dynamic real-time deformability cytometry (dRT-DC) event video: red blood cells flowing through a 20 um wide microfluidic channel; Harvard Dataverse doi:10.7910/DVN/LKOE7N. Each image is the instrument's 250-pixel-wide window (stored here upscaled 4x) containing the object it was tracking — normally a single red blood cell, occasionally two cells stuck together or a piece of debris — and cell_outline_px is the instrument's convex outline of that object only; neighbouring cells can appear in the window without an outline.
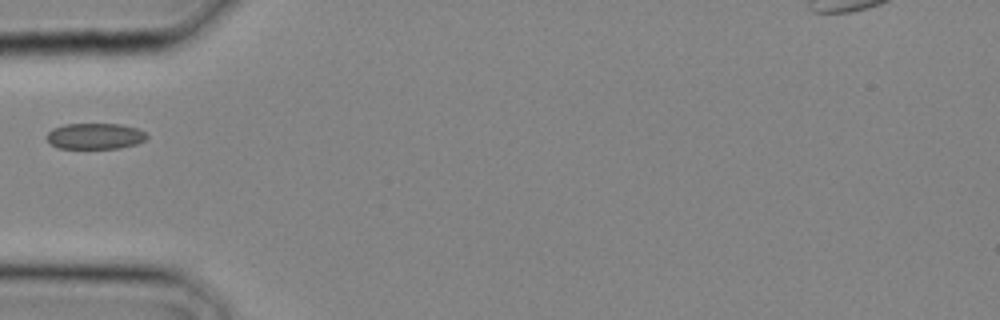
{"species": "common noctule bat (a hibernating species)", "species_latin": "Nyctalus noctula", "temperature_condition": "cold", "stored_images_in_passage": 2, "camera_frame_rate_fps": 3000, "um_per_image_px": 0.085, "animal": {"sex": "male", "body_mass_g": 20.4}, "frame": {"image": 1, "passage_image": 2, "time_ms": 0.333, "image_size_px": [1000, 320], "cell_outline_px": [[148, 136], [144, 140], [136, 144], [120, 148], [56, 148], [48, 140], [48, 132], [52, 128], [64, 124], [120, 124], [136, 128], [144, 132]], "centroid_in_image_um": [8.07, 11.57], "position_along_channel_um": 76.9, "area_um2": 15.03}}